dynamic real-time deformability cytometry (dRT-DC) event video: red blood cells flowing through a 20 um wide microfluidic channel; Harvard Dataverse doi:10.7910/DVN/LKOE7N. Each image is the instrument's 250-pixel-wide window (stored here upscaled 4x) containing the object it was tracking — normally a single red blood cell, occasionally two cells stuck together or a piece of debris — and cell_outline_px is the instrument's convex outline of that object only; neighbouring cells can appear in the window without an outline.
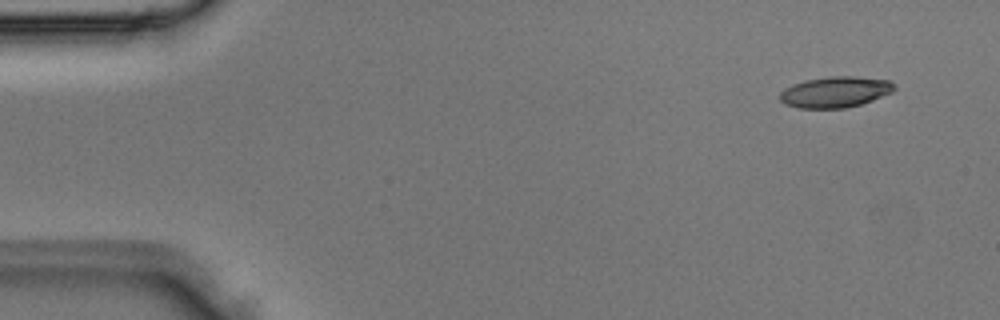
{"species": "Egyptian fruit bat (a non-hibernating species)", "species_latin": "Rousettus aegyptiacus", "temperature_condition": "room temperature", "stored_images_in_passage": 4, "camera_frame_rate_fps": 3000, "um_per_image_px": 0.085, "animal": {"sex": "male"}, "frame": {"image": 1, "passage_image": 1, "time_ms": 0.0, "image_size_px": [1000, 320], "cell_outline_px": [[896, 88], [892, 92], [872, 100], [860, 104], [844, 108], [800, 108], [784, 104], [780, 100], [780, 92], [784, 88], [792, 84], [804, 80], [828, 76], [852, 76], [888, 80], [896, 84]], "centroid_in_image_um": [70.98, 7.81], "position_along_channel_um": 14.0, "area_um2": 20.69}}